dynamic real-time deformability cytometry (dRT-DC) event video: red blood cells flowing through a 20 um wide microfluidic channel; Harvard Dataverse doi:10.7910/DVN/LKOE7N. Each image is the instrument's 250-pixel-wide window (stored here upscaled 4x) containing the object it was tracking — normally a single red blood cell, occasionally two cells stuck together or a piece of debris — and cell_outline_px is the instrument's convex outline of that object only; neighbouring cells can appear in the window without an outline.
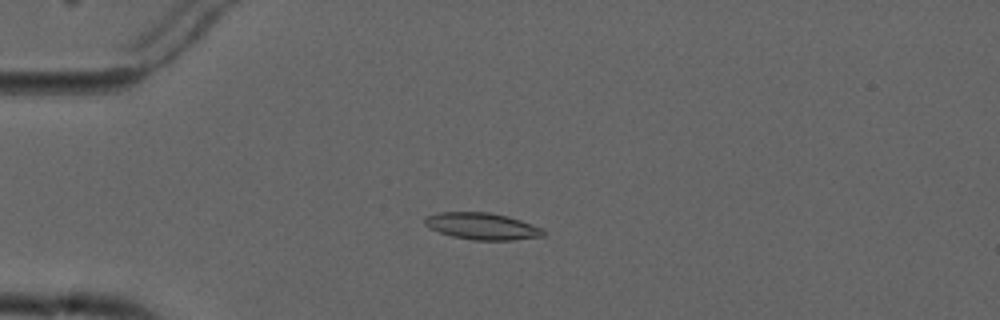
{"species": "common noctule bat (a hibernating species)", "species_latin": "Nyctalus noctula", "temperature_condition": "cold", "stored_images_in_passage": 6, "camera_frame_rate_fps": 3000, "um_per_image_px": 0.085, "animal": {"sex": "male", "forearm_length_mm": 52.5}, "frame": {"image": 1, "passage_image": 5, "time_ms": 4.667, "image_size_px": [1000, 320], "cell_outline_px": [[544, 236], [512, 240], [472, 240], [452, 236], [428, 228], [424, 224], [424, 220], [428, 216], [440, 212], [488, 212], [508, 216], [544, 228]], "centroid_in_image_um": [40.99, 19.23], "position_along_channel_um": 44.0, "area_um2": 18.5}}